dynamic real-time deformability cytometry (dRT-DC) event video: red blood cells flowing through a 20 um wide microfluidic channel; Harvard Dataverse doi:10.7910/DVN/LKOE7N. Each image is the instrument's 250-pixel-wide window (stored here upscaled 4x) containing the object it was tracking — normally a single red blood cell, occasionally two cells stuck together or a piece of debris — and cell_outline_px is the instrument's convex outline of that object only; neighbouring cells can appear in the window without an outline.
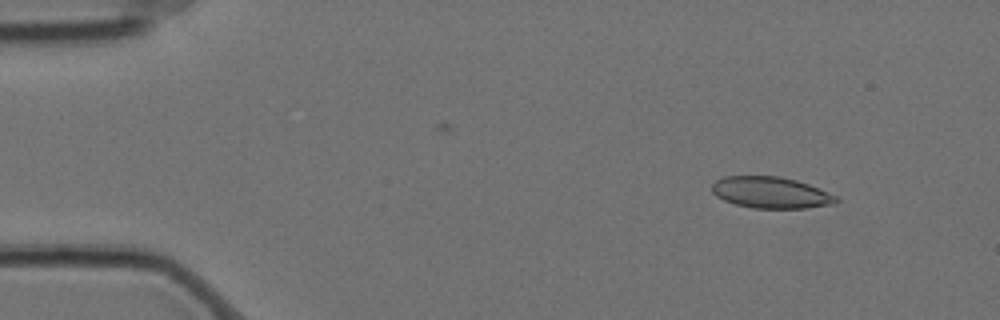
{"species": "Egyptian fruit bat (a non-hibernating species)", "species_latin": "Rousettus aegyptiacus", "temperature_condition": "cold", "stored_images_in_passage": 4, "camera_frame_rate_fps": 3000, "um_per_image_px": 0.085, "animal": {"sex": "female"}, "frame": {"image": 1, "passage_image": 1, "time_ms": 0.0, "image_size_px": [1000, 320], "cell_outline_px": [[840, 200], [836, 204], [804, 208], [752, 208], [736, 204], [724, 200], [716, 196], [712, 192], [712, 184], [716, 180], [724, 176], [780, 176], [796, 180], [808, 184], [828, 192], [836, 196]], "centroid_in_image_um": [65.53, 16.37], "position_along_channel_um": 19.5, "area_um2": 22.77}}
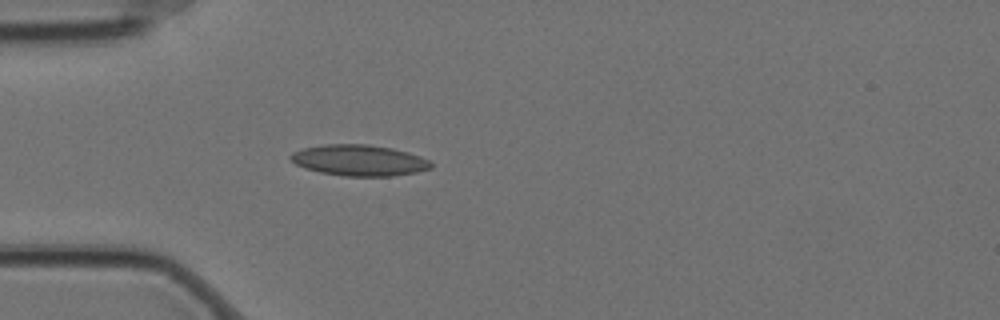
{"frame": {"image": 2, "passage_image": 4, "time_ms": 1.0, "image_size_px": [1000, 320], "cell_outline_px": [[432, 168], [416, 172], [392, 176], [344, 176], [320, 172], [304, 168], [296, 164], [288, 156], [292, 152], [304, 148], [324, 144], [368, 144], [392, 148], [408, 152], [420, 156], [428, 160], [432, 164]], "centroid_in_image_um": [30.52, 13.62], "position_along_channel_um": 54.5, "area_um2": 25.37}}